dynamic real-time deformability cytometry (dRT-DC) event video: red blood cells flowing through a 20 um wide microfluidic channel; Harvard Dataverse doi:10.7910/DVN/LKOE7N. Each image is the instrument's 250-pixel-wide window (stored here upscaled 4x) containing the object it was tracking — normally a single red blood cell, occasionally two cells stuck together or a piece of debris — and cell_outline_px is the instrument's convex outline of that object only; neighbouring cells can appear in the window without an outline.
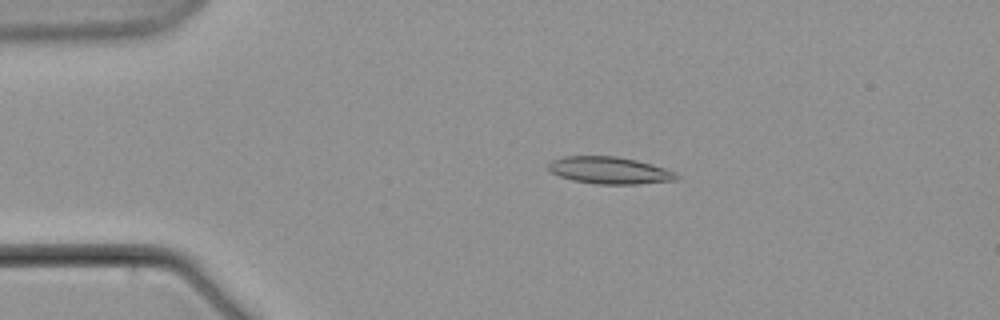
{"species": "common noctule bat (a hibernating species)", "species_latin": "Nyctalus noctula", "temperature_condition": "warm", "stored_images_in_passage": 5, "camera_frame_rate_fps": 3000, "um_per_image_px": 0.085, "animal": {"sex": "male", "body_mass_g": 21.5, "forearm_length_mm": 52.0}, "frame": {"image": 1, "passage_image": 3, "time_ms": 4.0, "image_size_px": [1000, 320], "cell_outline_px": [[680, 176], [676, 180], [640, 184], [596, 184], [572, 180], [560, 176], [552, 172], [548, 168], [548, 164], [552, 160], [564, 156], [616, 156], [636, 160], [652, 164], [676, 172]], "centroid_in_image_um": [51.83, 14.48], "position_along_channel_um": 33.2, "area_um2": 20.23}}